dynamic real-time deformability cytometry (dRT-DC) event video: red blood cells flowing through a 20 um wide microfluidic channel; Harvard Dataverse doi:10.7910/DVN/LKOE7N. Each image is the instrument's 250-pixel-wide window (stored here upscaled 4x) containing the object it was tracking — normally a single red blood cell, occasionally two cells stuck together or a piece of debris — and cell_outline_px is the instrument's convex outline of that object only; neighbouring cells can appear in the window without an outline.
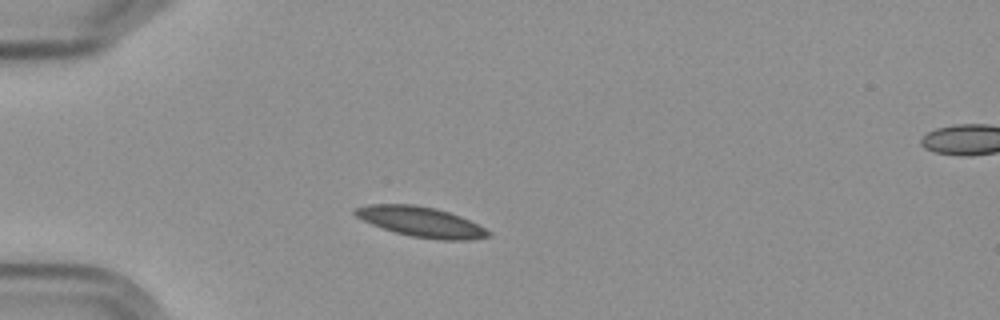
{"species": "Egyptian fruit bat (a non-hibernating species)", "species_latin": "Rousettus aegyptiacus", "temperature_condition": "cold", "stored_images_in_passage": 8, "camera_frame_rate_fps": 3000, "um_per_image_px": 0.085, "frame": {"image": 1, "passage_image": 2, "time_ms": 1.0, "image_size_px": [1000, 320], "cell_outline_px": [[492, 232], [488, 236], [468, 240], [440, 240], [412, 236], [396, 232], [372, 224], [356, 216], [352, 212], [356, 208], [368, 204], [412, 204], [436, 208], [460, 216]], "centroid_in_image_um": [35.78, 18.85], "position_along_channel_um": 49.2, "area_um2": 23.0}}
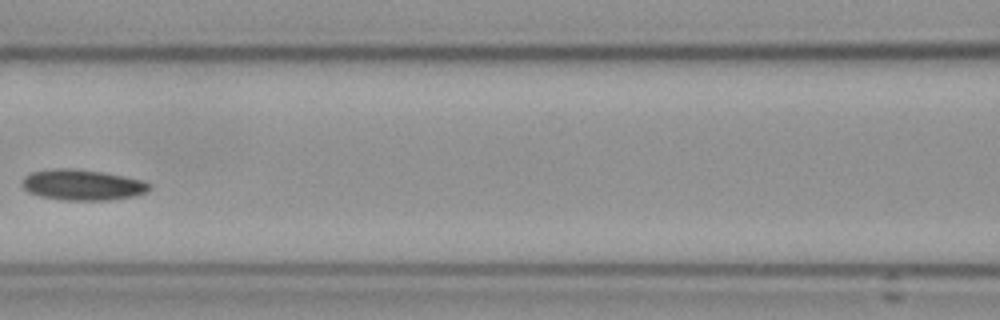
{"frame": {"image": 2, "passage_image": 5, "time_ms": 4.667, "image_size_px": [1000, 320], "cell_outline_px": [[152, 188], [148, 192], [136, 196], [108, 200], [64, 200], [40, 196], [28, 192], [20, 184], [24, 176], [32, 172], [56, 168], [76, 168], [104, 172], [144, 180], [152, 184]], "centroid_in_image_um": [7.05, 15.71], "position_along_channel_um": 159.6, "area_um2": 23.18}}
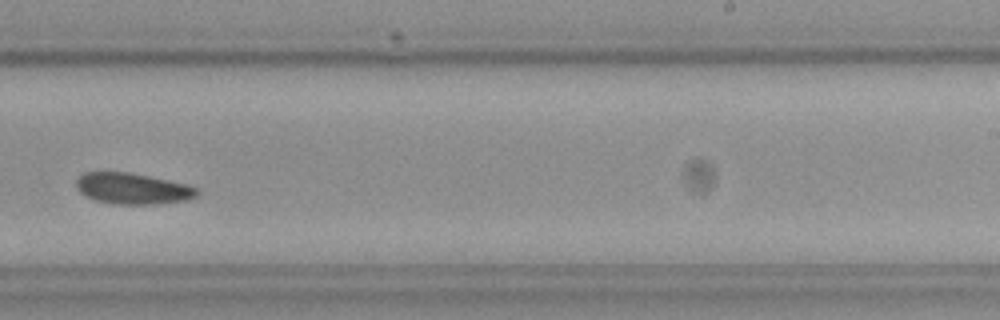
{"frame": {"image": 3, "passage_image": 8, "time_ms": 8.0, "image_size_px": [1000, 320], "cell_outline_px": [[200, 192], [196, 196], [188, 200], [156, 204], [112, 204], [96, 200], [80, 192], [76, 188], [76, 180], [84, 172], [128, 172], [148, 176], [184, 184], [196, 188]], "centroid_in_image_um": [11.26, 16.03], "position_along_channel_um": 277.7, "area_um2": 21.68}}